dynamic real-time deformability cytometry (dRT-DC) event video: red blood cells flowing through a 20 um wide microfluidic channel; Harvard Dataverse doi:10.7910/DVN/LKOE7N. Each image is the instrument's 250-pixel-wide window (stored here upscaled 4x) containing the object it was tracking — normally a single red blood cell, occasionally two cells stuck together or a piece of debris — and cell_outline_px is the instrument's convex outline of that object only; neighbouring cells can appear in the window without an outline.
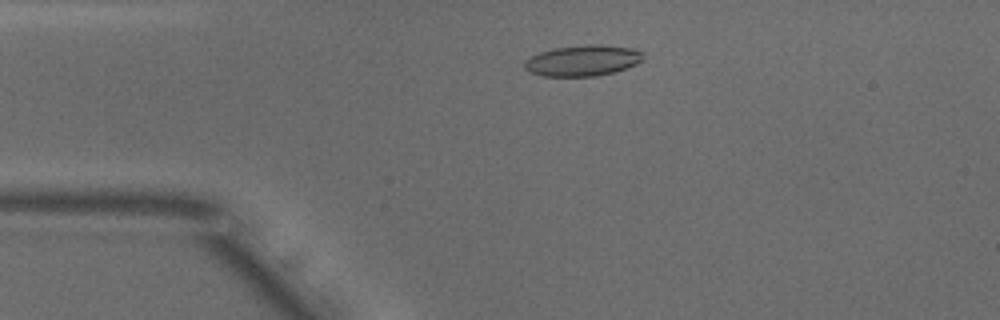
{"species": "common noctule bat (a hibernating species)", "species_latin": "Nyctalus noctula", "temperature_condition": "warm", "stored_images_in_passage": 40, "camera_frame_rate_fps": 3000, "um_per_image_px": 0.085, "animal": {"sex": "male", "body_mass_g": 18.8}, "frame": {"image": 1, "passage_image": 10, "time_ms": 3.0, "image_size_px": [1000, 320], "cell_outline_px": [[644, 60], [636, 64], [612, 72], [596, 76], [544, 76], [528, 72], [524, 68], [524, 64], [532, 56], [540, 52], [556, 48], [588, 44], [600, 44], [632, 48], [644, 52]], "centroid_in_image_um": [49.56, 5.14], "position_along_channel_um": 35.4, "area_um2": 21.27}}
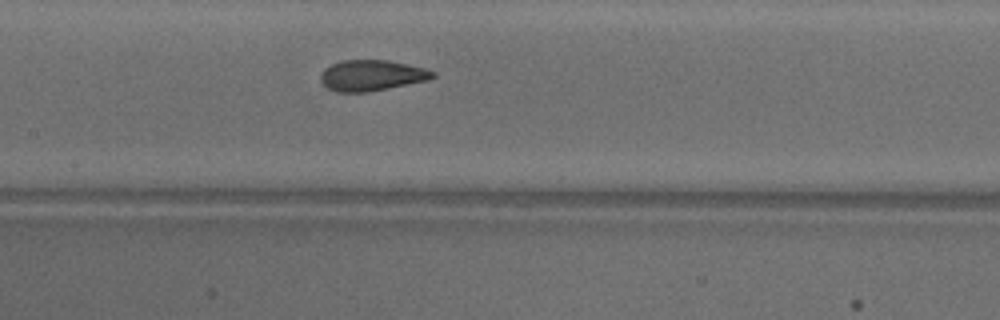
{"frame": {"image": 2, "passage_image": 23, "time_ms": 7.333, "image_size_px": [1000, 320], "cell_outline_px": [[436, 76], [428, 80], [388, 88], [364, 92], [336, 92], [328, 88], [320, 80], [320, 76], [324, 68], [340, 60], [388, 60], [424, 68], [436, 72]], "centroid_in_image_um": [31.58, 6.4], "position_along_channel_um": 175.8, "area_um2": 20.06}}
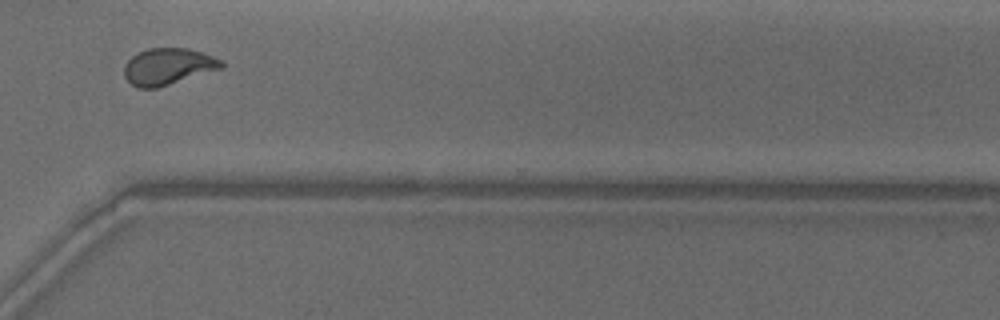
{"frame": {"image": 3, "passage_image": 37, "time_ms": 12.0, "image_size_px": [1000, 320], "cell_outline_px": [[224, 68], [156, 88], [140, 88], [132, 84], [124, 76], [124, 64], [136, 52], [148, 48], [188, 48], [224, 60]], "centroid_in_image_um": [14.29, 5.64], "position_along_channel_um": 356.3, "area_um2": 20.81}, "authors_computed_cell_mechanics": {"area_um2": 20.4612, "velocity_mm_per_s": 3.8704, "shape_relaxation_time_tau1_ms": 7.1731, "shape_relaxation_time_tau2_ms": 1.1138, "deformation_change_tau1": 0.2081, "deformation_change_tau2": 0.0826}}